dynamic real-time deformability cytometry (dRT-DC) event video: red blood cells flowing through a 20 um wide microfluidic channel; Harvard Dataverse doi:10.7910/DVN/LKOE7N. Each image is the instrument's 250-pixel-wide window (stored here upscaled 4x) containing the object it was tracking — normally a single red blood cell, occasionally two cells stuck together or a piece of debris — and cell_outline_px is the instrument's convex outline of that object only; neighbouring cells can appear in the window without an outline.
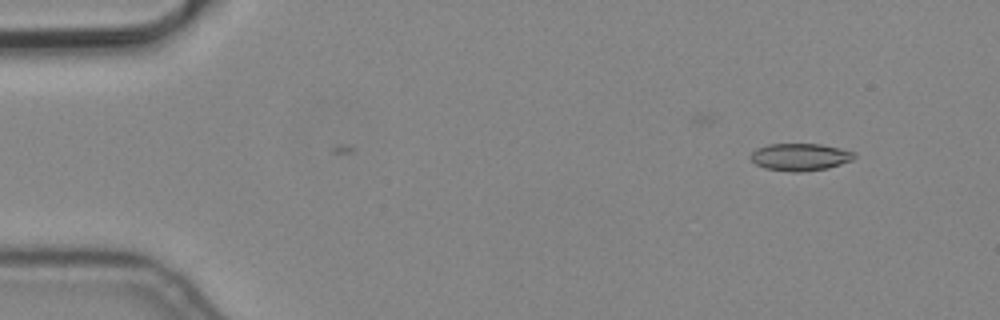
{"species": "common noctule bat (a hibernating species)", "species_latin": "Nyctalus noctula", "temperature_condition": "cold", "stored_images_in_passage": 4, "camera_frame_rate_fps": 3000, "um_per_image_px": 0.085, "animal": {"sex": "male", "body_mass_g": 19.2, "forearm_length_mm": 51.8}, "frame": {"image": 1, "passage_image": 1, "time_ms": 0.0, "image_size_px": [1000, 320], "cell_outline_px": [[856, 156], [852, 160], [828, 168], [800, 172], [792, 172], [764, 168], [756, 164], [748, 156], [756, 148], [768, 144], [820, 144], [840, 148], [856, 152]], "centroid_in_image_um": [68.0, 13.34], "position_along_channel_um": 17.0, "area_um2": 16.59}}
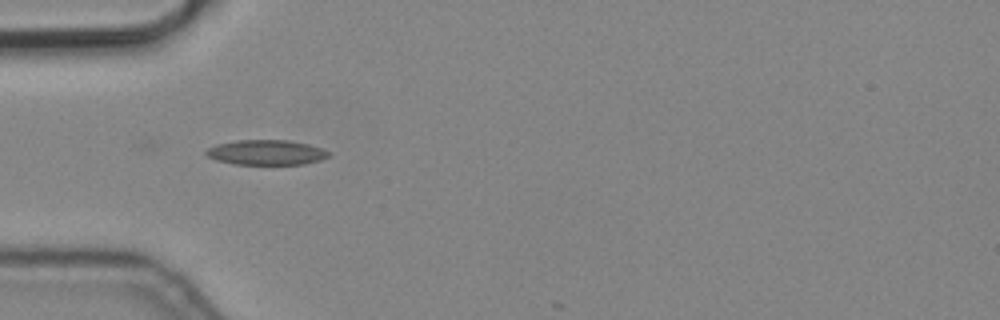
{"frame": {"image": 2, "passage_image": 4, "time_ms": 1.0, "image_size_px": [1000, 320], "cell_outline_px": [[328, 156], [320, 160], [304, 164], [236, 164], [216, 160], [208, 156], [204, 152], [208, 148], [216, 144], [236, 140], [288, 140], [308, 144], [320, 148], [328, 152]], "centroid_in_image_um": [22.59, 12.95], "position_along_channel_um": 62.4, "area_um2": 17.69}}